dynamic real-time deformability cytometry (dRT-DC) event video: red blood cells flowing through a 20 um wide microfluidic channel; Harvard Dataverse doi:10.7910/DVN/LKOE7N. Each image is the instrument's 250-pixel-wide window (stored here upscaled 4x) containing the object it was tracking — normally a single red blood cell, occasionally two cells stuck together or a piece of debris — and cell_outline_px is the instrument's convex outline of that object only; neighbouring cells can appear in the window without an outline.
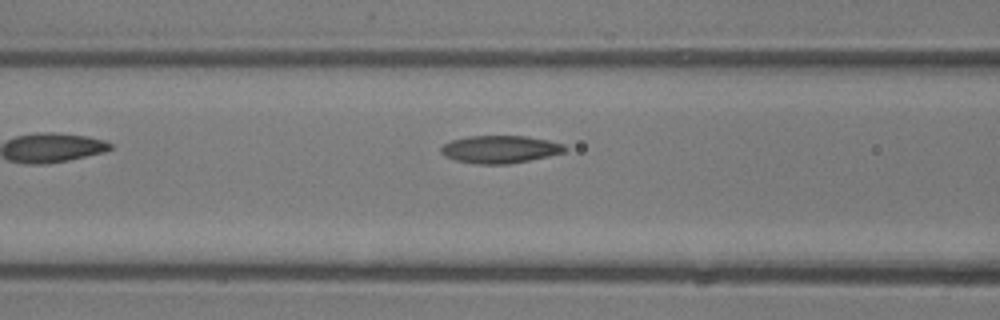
{"species": "common noctule bat (a hibernating species)", "species_latin": "Nyctalus noctula", "temperature_condition": "room temperature", "stored_images_in_passage": 5, "camera_frame_rate_fps": 3000, "um_per_image_px": 0.085, "animal": {"sex": "male", "body_mass_g": 13.3}, "frame": {"image": 1, "passage_image": 5, "time_ms": 5.667, "image_size_px": [1000, 320], "cell_outline_px": [[568, 148], [564, 152], [548, 156], [508, 164], [480, 164], [456, 160], [444, 156], [440, 152], [440, 148], [444, 144], [452, 140], [468, 136], [524, 136], [548, 140], [564, 144]], "centroid_in_image_um": [42.5, 12.69], "position_along_channel_um": 124.1, "area_um2": 19.83}}